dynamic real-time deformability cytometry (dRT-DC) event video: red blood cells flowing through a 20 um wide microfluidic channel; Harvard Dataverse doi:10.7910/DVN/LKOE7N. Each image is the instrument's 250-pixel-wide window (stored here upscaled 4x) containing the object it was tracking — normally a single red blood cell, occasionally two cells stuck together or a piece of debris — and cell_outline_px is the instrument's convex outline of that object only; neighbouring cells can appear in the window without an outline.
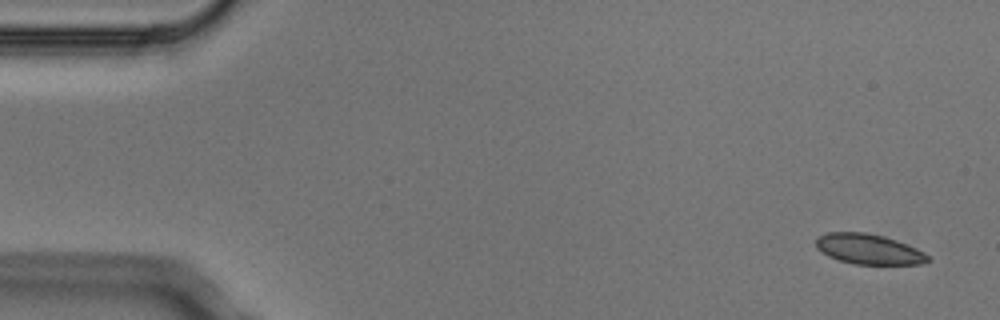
{"species": "Egyptian fruit bat (a non-hibernating species)", "species_latin": "Rousettus aegyptiacus", "temperature_condition": "cold", "stored_images_in_passage": 6, "camera_frame_rate_fps": 3000, "um_per_image_px": 0.085, "animal": {"sex": "male"}, "frame": {"image": 1, "passage_image": 1, "time_ms": 0.0, "image_size_px": [1000, 320], "cell_outline_px": [[932, 260], [920, 264], [852, 264], [828, 256], [816, 248], [816, 240], [820, 236], [828, 232], [864, 232], [884, 236], [896, 240], [916, 248], [924, 252]], "centroid_in_image_um": [73.85, 21.18], "position_along_channel_um": 11.2, "area_um2": 19.65}}
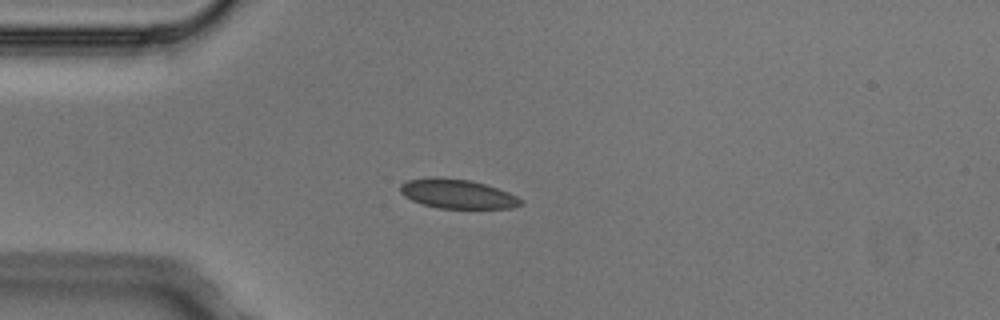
{"frame": {"image": 2, "passage_image": 4, "time_ms": 1.0, "image_size_px": [1000, 320], "cell_outline_px": [[524, 204], [512, 208], [436, 208], [420, 204], [404, 196], [400, 192], [400, 184], [408, 180], [432, 176], [436, 176], [468, 180], [484, 184], [508, 192], [524, 200]], "centroid_in_image_um": [38.85, 16.48], "position_along_channel_um": 46.1, "area_um2": 20.69}}
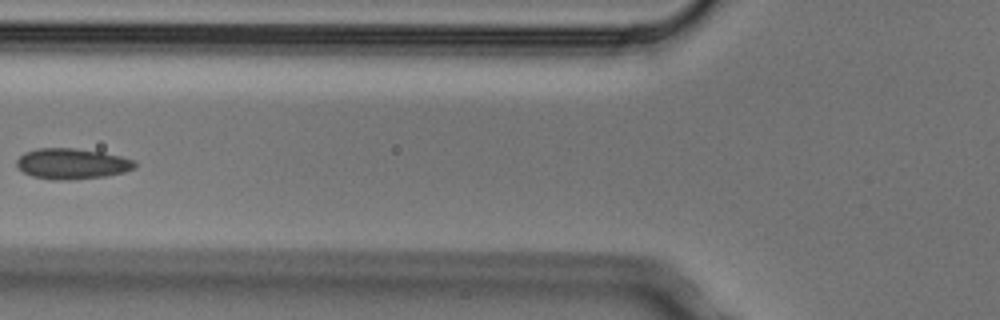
{"frame": {"image": 3, "passage_image": 6, "time_ms": 1.667, "image_size_px": [1000, 320], "cell_outline_px": [[136, 168], [124, 172], [104, 176], [76, 180], [52, 180], [32, 176], [16, 168], [16, 160], [24, 152], [36, 148], [72, 148], [100, 152], [120, 156], [132, 160], [136, 164]], "centroid_in_image_um": [6.07, 13.93], "position_along_channel_um": 119.7, "area_um2": 21.21}}